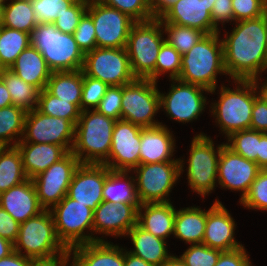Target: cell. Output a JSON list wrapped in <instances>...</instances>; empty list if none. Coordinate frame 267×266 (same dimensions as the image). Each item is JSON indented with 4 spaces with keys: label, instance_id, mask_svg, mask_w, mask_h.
I'll return each instance as SVG.
<instances>
[{
    "label": "cell",
    "instance_id": "cell-18",
    "mask_svg": "<svg viewBox=\"0 0 267 266\" xmlns=\"http://www.w3.org/2000/svg\"><path fill=\"white\" fill-rule=\"evenodd\" d=\"M260 170L257 163L233 152L226 145L221 148L218 160L217 182L224 189L241 191L240 201L249 192L251 184Z\"/></svg>",
    "mask_w": 267,
    "mask_h": 266
},
{
    "label": "cell",
    "instance_id": "cell-28",
    "mask_svg": "<svg viewBox=\"0 0 267 266\" xmlns=\"http://www.w3.org/2000/svg\"><path fill=\"white\" fill-rule=\"evenodd\" d=\"M9 70L39 91L46 88L52 74L41 52L31 45L22 51Z\"/></svg>",
    "mask_w": 267,
    "mask_h": 266
},
{
    "label": "cell",
    "instance_id": "cell-36",
    "mask_svg": "<svg viewBox=\"0 0 267 266\" xmlns=\"http://www.w3.org/2000/svg\"><path fill=\"white\" fill-rule=\"evenodd\" d=\"M26 114L25 109L14 105L0 109V147L16 146L22 140Z\"/></svg>",
    "mask_w": 267,
    "mask_h": 266
},
{
    "label": "cell",
    "instance_id": "cell-44",
    "mask_svg": "<svg viewBox=\"0 0 267 266\" xmlns=\"http://www.w3.org/2000/svg\"><path fill=\"white\" fill-rule=\"evenodd\" d=\"M104 5L115 8L136 22H145L152 20L150 8L147 0H98Z\"/></svg>",
    "mask_w": 267,
    "mask_h": 266
},
{
    "label": "cell",
    "instance_id": "cell-33",
    "mask_svg": "<svg viewBox=\"0 0 267 266\" xmlns=\"http://www.w3.org/2000/svg\"><path fill=\"white\" fill-rule=\"evenodd\" d=\"M27 179L17 146L0 147V194Z\"/></svg>",
    "mask_w": 267,
    "mask_h": 266
},
{
    "label": "cell",
    "instance_id": "cell-19",
    "mask_svg": "<svg viewBox=\"0 0 267 266\" xmlns=\"http://www.w3.org/2000/svg\"><path fill=\"white\" fill-rule=\"evenodd\" d=\"M109 170L104 164H80L67 196L94 211L103 202L102 191Z\"/></svg>",
    "mask_w": 267,
    "mask_h": 266
},
{
    "label": "cell",
    "instance_id": "cell-37",
    "mask_svg": "<svg viewBox=\"0 0 267 266\" xmlns=\"http://www.w3.org/2000/svg\"><path fill=\"white\" fill-rule=\"evenodd\" d=\"M30 45L29 33L0 25V69H9Z\"/></svg>",
    "mask_w": 267,
    "mask_h": 266
},
{
    "label": "cell",
    "instance_id": "cell-5",
    "mask_svg": "<svg viewBox=\"0 0 267 266\" xmlns=\"http://www.w3.org/2000/svg\"><path fill=\"white\" fill-rule=\"evenodd\" d=\"M31 46L39 50L53 71L82 70L85 54L73 34L62 33L53 23H38L30 34Z\"/></svg>",
    "mask_w": 267,
    "mask_h": 266
},
{
    "label": "cell",
    "instance_id": "cell-38",
    "mask_svg": "<svg viewBox=\"0 0 267 266\" xmlns=\"http://www.w3.org/2000/svg\"><path fill=\"white\" fill-rule=\"evenodd\" d=\"M36 109L44 115L64 118L75 125L81 113V110L75 104L60 100L46 89L39 92Z\"/></svg>",
    "mask_w": 267,
    "mask_h": 266
},
{
    "label": "cell",
    "instance_id": "cell-10",
    "mask_svg": "<svg viewBox=\"0 0 267 266\" xmlns=\"http://www.w3.org/2000/svg\"><path fill=\"white\" fill-rule=\"evenodd\" d=\"M191 149L187 167L188 185L193 192L206 197L217 184L218 160L221 148L225 143L214 147L211 137L200 133L191 141Z\"/></svg>",
    "mask_w": 267,
    "mask_h": 266
},
{
    "label": "cell",
    "instance_id": "cell-11",
    "mask_svg": "<svg viewBox=\"0 0 267 266\" xmlns=\"http://www.w3.org/2000/svg\"><path fill=\"white\" fill-rule=\"evenodd\" d=\"M158 162L152 164H139L133 173L139 202L156 203L170 202L169 196L173 185L178 181L184 171V161Z\"/></svg>",
    "mask_w": 267,
    "mask_h": 266
},
{
    "label": "cell",
    "instance_id": "cell-62",
    "mask_svg": "<svg viewBox=\"0 0 267 266\" xmlns=\"http://www.w3.org/2000/svg\"><path fill=\"white\" fill-rule=\"evenodd\" d=\"M162 266H187L180 257L172 255Z\"/></svg>",
    "mask_w": 267,
    "mask_h": 266
},
{
    "label": "cell",
    "instance_id": "cell-55",
    "mask_svg": "<svg viewBox=\"0 0 267 266\" xmlns=\"http://www.w3.org/2000/svg\"><path fill=\"white\" fill-rule=\"evenodd\" d=\"M71 256L68 249L65 253L52 258L31 260L30 266H70L68 262Z\"/></svg>",
    "mask_w": 267,
    "mask_h": 266
},
{
    "label": "cell",
    "instance_id": "cell-56",
    "mask_svg": "<svg viewBox=\"0 0 267 266\" xmlns=\"http://www.w3.org/2000/svg\"><path fill=\"white\" fill-rule=\"evenodd\" d=\"M177 0H147L153 19H160Z\"/></svg>",
    "mask_w": 267,
    "mask_h": 266
},
{
    "label": "cell",
    "instance_id": "cell-54",
    "mask_svg": "<svg viewBox=\"0 0 267 266\" xmlns=\"http://www.w3.org/2000/svg\"><path fill=\"white\" fill-rule=\"evenodd\" d=\"M19 225L20 223L0 207V237L14 243L19 233Z\"/></svg>",
    "mask_w": 267,
    "mask_h": 266
},
{
    "label": "cell",
    "instance_id": "cell-45",
    "mask_svg": "<svg viewBox=\"0 0 267 266\" xmlns=\"http://www.w3.org/2000/svg\"><path fill=\"white\" fill-rule=\"evenodd\" d=\"M221 252L204 244H194L179 257L187 266H215Z\"/></svg>",
    "mask_w": 267,
    "mask_h": 266
},
{
    "label": "cell",
    "instance_id": "cell-4",
    "mask_svg": "<svg viewBox=\"0 0 267 266\" xmlns=\"http://www.w3.org/2000/svg\"><path fill=\"white\" fill-rule=\"evenodd\" d=\"M115 122L95 109L81 111L72 146L81 164H104L108 160Z\"/></svg>",
    "mask_w": 267,
    "mask_h": 266
},
{
    "label": "cell",
    "instance_id": "cell-50",
    "mask_svg": "<svg viewBox=\"0 0 267 266\" xmlns=\"http://www.w3.org/2000/svg\"><path fill=\"white\" fill-rule=\"evenodd\" d=\"M122 86H109L95 110L114 120H121Z\"/></svg>",
    "mask_w": 267,
    "mask_h": 266
},
{
    "label": "cell",
    "instance_id": "cell-13",
    "mask_svg": "<svg viewBox=\"0 0 267 266\" xmlns=\"http://www.w3.org/2000/svg\"><path fill=\"white\" fill-rule=\"evenodd\" d=\"M87 13L94 23L97 47L126 48L135 20L98 0H88Z\"/></svg>",
    "mask_w": 267,
    "mask_h": 266
},
{
    "label": "cell",
    "instance_id": "cell-52",
    "mask_svg": "<svg viewBox=\"0 0 267 266\" xmlns=\"http://www.w3.org/2000/svg\"><path fill=\"white\" fill-rule=\"evenodd\" d=\"M250 129L267 133V102L259 95L254 100Z\"/></svg>",
    "mask_w": 267,
    "mask_h": 266
},
{
    "label": "cell",
    "instance_id": "cell-47",
    "mask_svg": "<svg viewBox=\"0 0 267 266\" xmlns=\"http://www.w3.org/2000/svg\"><path fill=\"white\" fill-rule=\"evenodd\" d=\"M88 0L73 3L53 22L56 29L62 33L73 34L80 19L87 12Z\"/></svg>",
    "mask_w": 267,
    "mask_h": 266
},
{
    "label": "cell",
    "instance_id": "cell-25",
    "mask_svg": "<svg viewBox=\"0 0 267 266\" xmlns=\"http://www.w3.org/2000/svg\"><path fill=\"white\" fill-rule=\"evenodd\" d=\"M69 251L73 266H124V249L108 241L77 245Z\"/></svg>",
    "mask_w": 267,
    "mask_h": 266
},
{
    "label": "cell",
    "instance_id": "cell-29",
    "mask_svg": "<svg viewBox=\"0 0 267 266\" xmlns=\"http://www.w3.org/2000/svg\"><path fill=\"white\" fill-rule=\"evenodd\" d=\"M126 236H129L134 246L129 252L142 258L154 266H162L172 254H168L167 242L145 231L136 224Z\"/></svg>",
    "mask_w": 267,
    "mask_h": 266
},
{
    "label": "cell",
    "instance_id": "cell-23",
    "mask_svg": "<svg viewBox=\"0 0 267 266\" xmlns=\"http://www.w3.org/2000/svg\"><path fill=\"white\" fill-rule=\"evenodd\" d=\"M213 7L198 4L192 0H177L176 3L160 18L161 23H172L196 28L205 34L220 32L211 17Z\"/></svg>",
    "mask_w": 267,
    "mask_h": 266
},
{
    "label": "cell",
    "instance_id": "cell-66",
    "mask_svg": "<svg viewBox=\"0 0 267 266\" xmlns=\"http://www.w3.org/2000/svg\"><path fill=\"white\" fill-rule=\"evenodd\" d=\"M265 22H266V32H267V8H266V12H265Z\"/></svg>",
    "mask_w": 267,
    "mask_h": 266
},
{
    "label": "cell",
    "instance_id": "cell-9",
    "mask_svg": "<svg viewBox=\"0 0 267 266\" xmlns=\"http://www.w3.org/2000/svg\"><path fill=\"white\" fill-rule=\"evenodd\" d=\"M160 109V96L157 82L136 78L122 86L121 120L143 128L156 127L162 122L155 121Z\"/></svg>",
    "mask_w": 267,
    "mask_h": 266
},
{
    "label": "cell",
    "instance_id": "cell-49",
    "mask_svg": "<svg viewBox=\"0 0 267 266\" xmlns=\"http://www.w3.org/2000/svg\"><path fill=\"white\" fill-rule=\"evenodd\" d=\"M234 22L255 19L265 15L267 0H232Z\"/></svg>",
    "mask_w": 267,
    "mask_h": 266
},
{
    "label": "cell",
    "instance_id": "cell-48",
    "mask_svg": "<svg viewBox=\"0 0 267 266\" xmlns=\"http://www.w3.org/2000/svg\"><path fill=\"white\" fill-rule=\"evenodd\" d=\"M73 37L84 54L97 47L94 23L87 12L80 19L79 25L73 32Z\"/></svg>",
    "mask_w": 267,
    "mask_h": 266
},
{
    "label": "cell",
    "instance_id": "cell-31",
    "mask_svg": "<svg viewBox=\"0 0 267 266\" xmlns=\"http://www.w3.org/2000/svg\"><path fill=\"white\" fill-rule=\"evenodd\" d=\"M129 171L109 170L103 186V201L113 204H141L138 199L135 178Z\"/></svg>",
    "mask_w": 267,
    "mask_h": 266
},
{
    "label": "cell",
    "instance_id": "cell-60",
    "mask_svg": "<svg viewBox=\"0 0 267 266\" xmlns=\"http://www.w3.org/2000/svg\"><path fill=\"white\" fill-rule=\"evenodd\" d=\"M10 105H12L11 95L3 80L0 78V109Z\"/></svg>",
    "mask_w": 267,
    "mask_h": 266
},
{
    "label": "cell",
    "instance_id": "cell-6",
    "mask_svg": "<svg viewBox=\"0 0 267 266\" xmlns=\"http://www.w3.org/2000/svg\"><path fill=\"white\" fill-rule=\"evenodd\" d=\"M160 19L136 22L127 39L126 50L133 75L155 82V66L165 41Z\"/></svg>",
    "mask_w": 267,
    "mask_h": 266
},
{
    "label": "cell",
    "instance_id": "cell-7",
    "mask_svg": "<svg viewBox=\"0 0 267 266\" xmlns=\"http://www.w3.org/2000/svg\"><path fill=\"white\" fill-rule=\"evenodd\" d=\"M13 244L15 252L32 260L52 258L68 250L57 237L50 210L21 223Z\"/></svg>",
    "mask_w": 267,
    "mask_h": 266
},
{
    "label": "cell",
    "instance_id": "cell-24",
    "mask_svg": "<svg viewBox=\"0 0 267 266\" xmlns=\"http://www.w3.org/2000/svg\"><path fill=\"white\" fill-rule=\"evenodd\" d=\"M166 125L146 127L141 130L140 164L180 161L173 159L175 139Z\"/></svg>",
    "mask_w": 267,
    "mask_h": 266
},
{
    "label": "cell",
    "instance_id": "cell-12",
    "mask_svg": "<svg viewBox=\"0 0 267 266\" xmlns=\"http://www.w3.org/2000/svg\"><path fill=\"white\" fill-rule=\"evenodd\" d=\"M82 72L108 86H123L136 79L126 48H94L85 54Z\"/></svg>",
    "mask_w": 267,
    "mask_h": 266
},
{
    "label": "cell",
    "instance_id": "cell-39",
    "mask_svg": "<svg viewBox=\"0 0 267 266\" xmlns=\"http://www.w3.org/2000/svg\"><path fill=\"white\" fill-rule=\"evenodd\" d=\"M163 32L167 34L165 41L173 46L181 55L186 54L206 34L199 29L180 26L172 23H161Z\"/></svg>",
    "mask_w": 267,
    "mask_h": 266
},
{
    "label": "cell",
    "instance_id": "cell-2",
    "mask_svg": "<svg viewBox=\"0 0 267 266\" xmlns=\"http://www.w3.org/2000/svg\"><path fill=\"white\" fill-rule=\"evenodd\" d=\"M220 32L206 34L186 54L182 55L178 80L204 87L215 93L217 75L227 76L223 42Z\"/></svg>",
    "mask_w": 267,
    "mask_h": 266
},
{
    "label": "cell",
    "instance_id": "cell-34",
    "mask_svg": "<svg viewBox=\"0 0 267 266\" xmlns=\"http://www.w3.org/2000/svg\"><path fill=\"white\" fill-rule=\"evenodd\" d=\"M1 26L31 34L38 25L31 0H11L1 9Z\"/></svg>",
    "mask_w": 267,
    "mask_h": 266
},
{
    "label": "cell",
    "instance_id": "cell-15",
    "mask_svg": "<svg viewBox=\"0 0 267 266\" xmlns=\"http://www.w3.org/2000/svg\"><path fill=\"white\" fill-rule=\"evenodd\" d=\"M74 138L75 124L73 122L44 115L37 109L27 111L24 134L20 142L56 144L72 152Z\"/></svg>",
    "mask_w": 267,
    "mask_h": 266
},
{
    "label": "cell",
    "instance_id": "cell-3",
    "mask_svg": "<svg viewBox=\"0 0 267 266\" xmlns=\"http://www.w3.org/2000/svg\"><path fill=\"white\" fill-rule=\"evenodd\" d=\"M234 83L238 84L236 89L221 85L219 100L212 103L210 110L226 137L250 129L254 100L260 95L258 81L235 80Z\"/></svg>",
    "mask_w": 267,
    "mask_h": 266
},
{
    "label": "cell",
    "instance_id": "cell-40",
    "mask_svg": "<svg viewBox=\"0 0 267 266\" xmlns=\"http://www.w3.org/2000/svg\"><path fill=\"white\" fill-rule=\"evenodd\" d=\"M228 143L225 145L233 152L243 156L249 161L257 163L259 154V132L246 129L235 132L227 137Z\"/></svg>",
    "mask_w": 267,
    "mask_h": 266
},
{
    "label": "cell",
    "instance_id": "cell-59",
    "mask_svg": "<svg viewBox=\"0 0 267 266\" xmlns=\"http://www.w3.org/2000/svg\"><path fill=\"white\" fill-rule=\"evenodd\" d=\"M124 266H154L124 249Z\"/></svg>",
    "mask_w": 267,
    "mask_h": 266
},
{
    "label": "cell",
    "instance_id": "cell-8",
    "mask_svg": "<svg viewBox=\"0 0 267 266\" xmlns=\"http://www.w3.org/2000/svg\"><path fill=\"white\" fill-rule=\"evenodd\" d=\"M50 212L57 237L67 249L81 244L104 241L103 238H95L91 233L93 232L94 211L67 195L50 208ZM84 230H90L91 235L85 234Z\"/></svg>",
    "mask_w": 267,
    "mask_h": 266
},
{
    "label": "cell",
    "instance_id": "cell-53",
    "mask_svg": "<svg viewBox=\"0 0 267 266\" xmlns=\"http://www.w3.org/2000/svg\"><path fill=\"white\" fill-rule=\"evenodd\" d=\"M211 17L214 26L218 28L219 22L229 23L234 21V14L232 8V0H214Z\"/></svg>",
    "mask_w": 267,
    "mask_h": 266
},
{
    "label": "cell",
    "instance_id": "cell-61",
    "mask_svg": "<svg viewBox=\"0 0 267 266\" xmlns=\"http://www.w3.org/2000/svg\"><path fill=\"white\" fill-rule=\"evenodd\" d=\"M14 251V244L5 239L0 237V259L10 255Z\"/></svg>",
    "mask_w": 267,
    "mask_h": 266
},
{
    "label": "cell",
    "instance_id": "cell-30",
    "mask_svg": "<svg viewBox=\"0 0 267 266\" xmlns=\"http://www.w3.org/2000/svg\"><path fill=\"white\" fill-rule=\"evenodd\" d=\"M206 226V210L187 207L176 210L173 235L185 243L202 244Z\"/></svg>",
    "mask_w": 267,
    "mask_h": 266
},
{
    "label": "cell",
    "instance_id": "cell-63",
    "mask_svg": "<svg viewBox=\"0 0 267 266\" xmlns=\"http://www.w3.org/2000/svg\"><path fill=\"white\" fill-rule=\"evenodd\" d=\"M259 93L260 95L266 100L267 102V80L262 83V85H260V87L258 86Z\"/></svg>",
    "mask_w": 267,
    "mask_h": 266
},
{
    "label": "cell",
    "instance_id": "cell-58",
    "mask_svg": "<svg viewBox=\"0 0 267 266\" xmlns=\"http://www.w3.org/2000/svg\"><path fill=\"white\" fill-rule=\"evenodd\" d=\"M257 165L261 170H267V133L259 132V154Z\"/></svg>",
    "mask_w": 267,
    "mask_h": 266
},
{
    "label": "cell",
    "instance_id": "cell-42",
    "mask_svg": "<svg viewBox=\"0 0 267 266\" xmlns=\"http://www.w3.org/2000/svg\"><path fill=\"white\" fill-rule=\"evenodd\" d=\"M245 208L267 211V170H260L247 195L239 201Z\"/></svg>",
    "mask_w": 267,
    "mask_h": 266
},
{
    "label": "cell",
    "instance_id": "cell-14",
    "mask_svg": "<svg viewBox=\"0 0 267 266\" xmlns=\"http://www.w3.org/2000/svg\"><path fill=\"white\" fill-rule=\"evenodd\" d=\"M80 164L78 158L69 152L64 158L31 179L40 205L45 210H50V207L58 204L67 195L73 175Z\"/></svg>",
    "mask_w": 267,
    "mask_h": 266
},
{
    "label": "cell",
    "instance_id": "cell-1",
    "mask_svg": "<svg viewBox=\"0 0 267 266\" xmlns=\"http://www.w3.org/2000/svg\"><path fill=\"white\" fill-rule=\"evenodd\" d=\"M222 39L227 75L235 80H254L267 69V32L265 15L236 22Z\"/></svg>",
    "mask_w": 267,
    "mask_h": 266
},
{
    "label": "cell",
    "instance_id": "cell-57",
    "mask_svg": "<svg viewBox=\"0 0 267 266\" xmlns=\"http://www.w3.org/2000/svg\"><path fill=\"white\" fill-rule=\"evenodd\" d=\"M31 260L13 251L10 255L0 259V266H30Z\"/></svg>",
    "mask_w": 267,
    "mask_h": 266
},
{
    "label": "cell",
    "instance_id": "cell-51",
    "mask_svg": "<svg viewBox=\"0 0 267 266\" xmlns=\"http://www.w3.org/2000/svg\"><path fill=\"white\" fill-rule=\"evenodd\" d=\"M215 266H253L244 246L230 250L222 251L218 257Z\"/></svg>",
    "mask_w": 267,
    "mask_h": 266
},
{
    "label": "cell",
    "instance_id": "cell-26",
    "mask_svg": "<svg viewBox=\"0 0 267 266\" xmlns=\"http://www.w3.org/2000/svg\"><path fill=\"white\" fill-rule=\"evenodd\" d=\"M16 146L21 153L28 179L47 170L69 153L63 146L56 144L19 142Z\"/></svg>",
    "mask_w": 267,
    "mask_h": 266
},
{
    "label": "cell",
    "instance_id": "cell-21",
    "mask_svg": "<svg viewBox=\"0 0 267 266\" xmlns=\"http://www.w3.org/2000/svg\"><path fill=\"white\" fill-rule=\"evenodd\" d=\"M236 224L225 206L216 200L206 210V226L202 244L218 249L230 251L242 247L234 238Z\"/></svg>",
    "mask_w": 267,
    "mask_h": 266
},
{
    "label": "cell",
    "instance_id": "cell-27",
    "mask_svg": "<svg viewBox=\"0 0 267 266\" xmlns=\"http://www.w3.org/2000/svg\"><path fill=\"white\" fill-rule=\"evenodd\" d=\"M175 214L176 209L171 201L143 203L138 208L137 224L154 236L166 240L173 234Z\"/></svg>",
    "mask_w": 267,
    "mask_h": 266
},
{
    "label": "cell",
    "instance_id": "cell-43",
    "mask_svg": "<svg viewBox=\"0 0 267 266\" xmlns=\"http://www.w3.org/2000/svg\"><path fill=\"white\" fill-rule=\"evenodd\" d=\"M72 4L71 0H31L38 23H53Z\"/></svg>",
    "mask_w": 267,
    "mask_h": 266
},
{
    "label": "cell",
    "instance_id": "cell-64",
    "mask_svg": "<svg viewBox=\"0 0 267 266\" xmlns=\"http://www.w3.org/2000/svg\"><path fill=\"white\" fill-rule=\"evenodd\" d=\"M195 3L198 4H208V7H213L214 0H192Z\"/></svg>",
    "mask_w": 267,
    "mask_h": 266
},
{
    "label": "cell",
    "instance_id": "cell-20",
    "mask_svg": "<svg viewBox=\"0 0 267 266\" xmlns=\"http://www.w3.org/2000/svg\"><path fill=\"white\" fill-rule=\"evenodd\" d=\"M141 204H113L103 201L93 213V232L122 237L137 224Z\"/></svg>",
    "mask_w": 267,
    "mask_h": 266
},
{
    "label": "cell",
    "instance_id": "cell-41",
    "mask_svg": "<svg viewBox=\"0 0 267 266\" xmlns=\"http://www.w3.org/2000/svg\"><path fill=\"white\" fill-rule=\"evenodd\" d=\"M182 55L166 41L161 45L155 66V82L160 75L169 72L170 79H178L181 72Z\"/></svg>",
    "mask_w": 267,
    "mask_h": 266
},
{
    "label": "cell",
    "instance_id": "cell-35",
    "mask_svg": "<svg viewBox=\"0 0 267 266\" xmlns=\"http://www.w3.org/2000/svg\"><path fill=\"white\" fill-rule=\"evenodd\" d=\"M0 78L11 95L12 105L21 107L26 111L37 108L39 90L26 83L9 69H0Z\"/></svg>",
    "mask_w": 267,
    "mask_h": 266
},
{
    "label": "cell",
    "instance_id": "cell-16",
    "mask_svg": "<svg viewBox=\"0 0 267 266\" xmlns=\"http://www.w3.org/2000/svg\"><path fill=\"white\" fill-rule=\"evenodd\" d=\"M171 81L173 84L171 83V88L166 95L159 91L160 108L165 110L170 119L179 123L198 119L207 105V98L203 93L204 91L210 93V91L178 79H171Z\"/></svg>",
    "mask_w": 267,
    "mask_h": 266
},
{
    "label": "cell",
    "instance_id": "cell-17",
    "mask_svg": "<svg viewBox=\"0 0 267 266\" xmlns=\"http://www.w3.org/2000/svg\"><path fill=\"white\" fill-rule=\"evenodd\" d=\"M143 127L124 120H116L108 160L110 170L132 172L140 164V141Z\"/></svg>",
    "mask_w": 267,
    "mask_h": 266
},
{
    "label": "cell",
    "instance_id": "cell-32",
    "mask_svg": "<svg viewBox=\"0 0 267 266\" xmlns=\"http://www.w3.org/2000/svg\"><path fill=\"white\" fill-rule=\"evenodd\" d=\"M45 89L53 96L69 101L80 109L83 72L82 70L53 71Z\"/></svg>",
    "mask_w": 267,
    "mask_h": 266
},
{
    "label": "cell",
    "instance_id": "cell-22",
    "mask_svg": "<svg viewBox=\"0 0 267 266\" xmlns=\"http://www.w3.org/2000/svg\"><path fill=\"white\" fill-rule=\"evenodd\" d=\"M0 207L7 211L18 223L37 216L45 209L40 205L36 189L31 179L11 187L0 194Z\"/></svg>",
    "mask_w": 267,
    "mask_h": 266
},
{
    "label": "cell",
    "instance_id": "cell-65",
    "mask_svg": "<svg viewBox=\"0 0 267 266\" xmlns=\"http://www.w3.org/2000/svg\"><path fill=\"white\" fill-rule=\"evenodd\" d=\"M6 1L8 0H0V10L4 7V5L6 4Z\"/></svg>",
    "mask_w": 267,
    "mask_h": 266
},
{
    "label": "cell",
    "instance_id": "cell-46",
    "mask_svg": "<svg viewBox=\"0 0 267 266\" xmlns=\"http://www.w3.org/2000/svg\"><path fill=\"white\" fill-rule=\"evenodd\" d=\"M109 86L101 80L83 74V89L80 110H94L104 97Z\"/></svg>",
    "mask_w": 267,
    "mask_h": 266
},
{
    "label": "cell",
    "instance_id": "cell-67",
    "mask_svg": "<svg viewBox=\"0 0 267 266\" xmlns=\"http://www.w3.org/2000/svg\"><path fill=\"white\" fill-rule=\"evenodd\" d=\"M73 3H76V2H78V1H81V0H71Z\"/></svg>",
    "mask_w": 267,
    "mask_h": 266
}]
</instances>
